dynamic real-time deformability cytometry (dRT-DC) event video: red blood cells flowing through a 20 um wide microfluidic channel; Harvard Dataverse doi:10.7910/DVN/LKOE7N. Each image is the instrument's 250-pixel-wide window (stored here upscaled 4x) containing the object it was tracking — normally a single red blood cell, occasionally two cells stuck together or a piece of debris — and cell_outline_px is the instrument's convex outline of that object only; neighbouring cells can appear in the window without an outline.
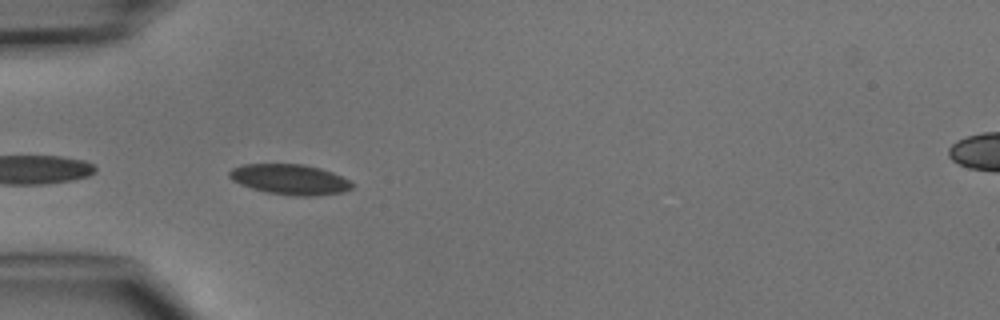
{"species": "common noctule bat (a hibernating species)", "species_latin": "Nyctalus noctula", "temperature_condition": "cold", "stored_images_in_passage": 6, "camera_frame_rate_fps": 3000, "um_per_image_px": 0.085, "animal": {"sex": "male", "body_mass_g": 15.6}, "frame": {"image": 1, "passage_image": 5, "time_ms": 4.667, "image_size_px": [1000, 320], "cell_outline_px": [[356, 184], [352, 188], [344, 192], [312, 196], [296, 196], [268, 192], [252, 188], [240, 184], [232, 180], [228, 176], [228, 172], [232, 168], [244, 164], [304, 164], [320, 168], [332, 172]], "centroid_in_image_um": [24.65, 15.25], "position_along_channel_um": 60.3, "area_um2": 21.68}}